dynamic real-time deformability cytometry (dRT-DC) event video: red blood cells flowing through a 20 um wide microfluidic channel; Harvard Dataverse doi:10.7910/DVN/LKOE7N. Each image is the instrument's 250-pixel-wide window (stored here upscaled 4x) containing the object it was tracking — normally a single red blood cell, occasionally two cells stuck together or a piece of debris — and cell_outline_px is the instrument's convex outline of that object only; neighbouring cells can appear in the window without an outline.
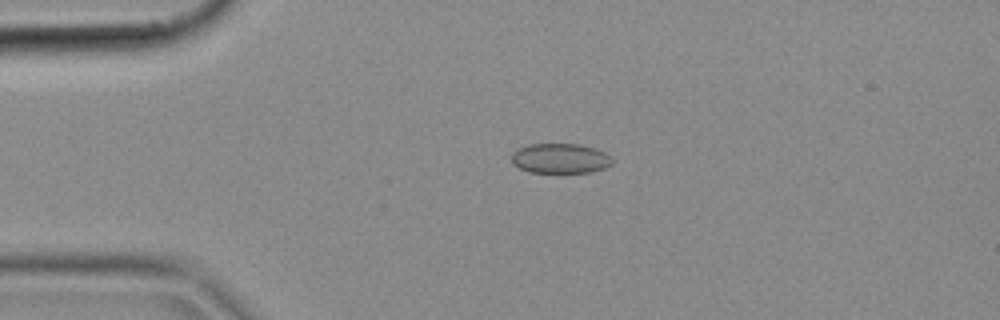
{"species": "common noctule bat (a hibernating species)", "species_latin": "Nyctalus noctula", "temperature_condition": "cold", "stored_images_in_passage": 3, "camera_frame_rate_fps": 3000, "um_per_image_px": 0.085, "animal": {"sex": "female", "body_mass_g": 18.4}, "frame": {"image": 1, "passage_image": 2, "time_ms": 0.333, "image_size_px": [1000, 320], "cell_outline_px": [[612, 164], [604, 168], [588, 172], [528, 172], [512, 164], [512, 152], [528, 144], [580, 144], [596, 148], [604, 152], [612, 160]], "centroid_in_image_um": [47.6, 13.46], "position_along_channel_um": 37.4, "area_um2": 17.46}}